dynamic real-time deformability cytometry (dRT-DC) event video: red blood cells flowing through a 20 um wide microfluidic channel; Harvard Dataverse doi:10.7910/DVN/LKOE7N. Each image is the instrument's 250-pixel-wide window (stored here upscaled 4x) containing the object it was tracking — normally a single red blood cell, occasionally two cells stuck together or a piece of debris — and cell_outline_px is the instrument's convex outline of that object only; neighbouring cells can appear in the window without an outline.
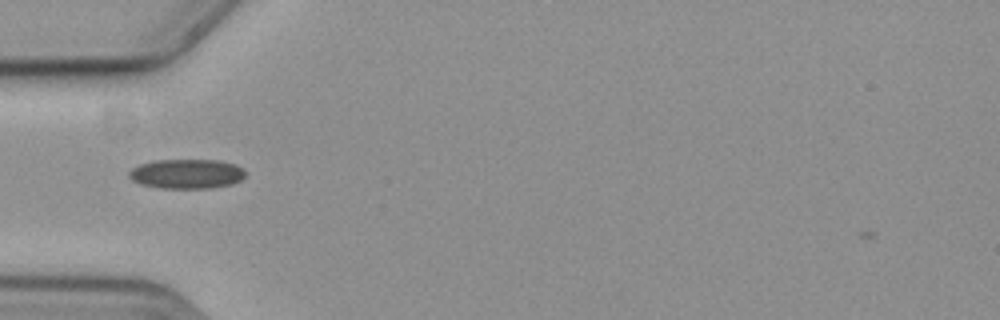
{"species": "common noctule bat (a hibernating species)", "species_latin": "Nyctalus noctula", "temperature_condition": "cold", "stored_images_in_passage": 43, "camera_frame_rate_fps": 3000, "um_per_image_px": 0.085, "animal": {"sex": "female", "body_mass_g": 19.3, "forearm_length_mm": 54.1}, "frame": {"image": 1, "passage_image": 4, "time_ms": 1.0, "image_size_px": [1000, 320], "cell_outline_px": [[244, 176], [240, 180], [232, 184], [208, 188], [164, 188], [140, 184], [132, 180], [128, 176], [128, 172], [132, 168], [140, 164], [156, 160], [220, 160], [236, 164], [244, 168]], "centroid_in_image_um": [15.87, 14.77], "position_along_channel_um": 69.1, "area_um2": 20.06}}
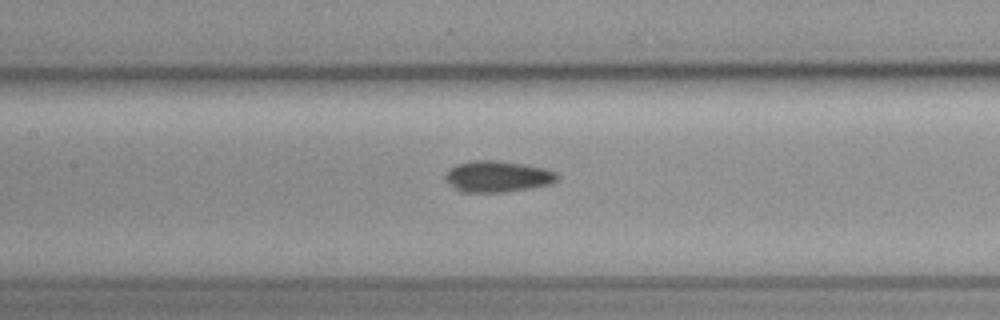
{"frame": {"image": 2, "passage_image": 12, "time_ms": 3.667, "image_size_px": [1000, 320], "cell_outline_px": [[556, 180], [552, 184], [532, 188], [504, 192], [460, 192], [452, 188], [444, 180], [444, 176], [456, 164], [472, 160], [496, 160], [524, 164], [544, 168], [556, 172]], "centroid_in_image_um": [42.25, 15.01], "position_along_channel_um": 165.1, "area_um2": 20.52}}
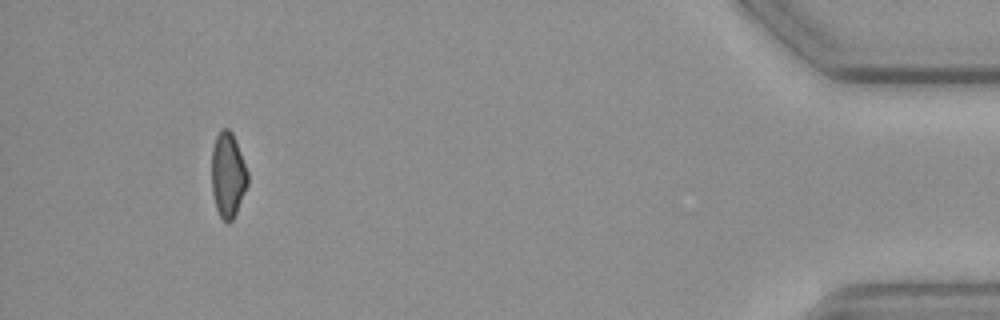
{"frame": {"image": 3, "passage_image": 39, "time_ms": 12.667, "image_size_px": [1000, 320], "cell_outline_px": [[248, 184], [236, 212], [232, 220], [228, 224], [220, 216], [216, 208], [212, 192], [212, 148], [216, 136], [220, 128], [228, 128], [232, 132], [236, 140], [248, 172]], "centroid_in_image_um": [19.37, 14.84], "position_along_channel_um": 415.8, "area_um2": 17.92}, "authors_computed_cell_mechanics": {"area_um2": 19.074, "velocity_mm_per_s": 3.5857, "shape_relaxation_time_tau1_ms": 9.0742, "shape_relaxation_time_tau2_ms": 7.526, "deformation_change_tau1": 0.1073, "deformation_change_tau2": 0.1196}}